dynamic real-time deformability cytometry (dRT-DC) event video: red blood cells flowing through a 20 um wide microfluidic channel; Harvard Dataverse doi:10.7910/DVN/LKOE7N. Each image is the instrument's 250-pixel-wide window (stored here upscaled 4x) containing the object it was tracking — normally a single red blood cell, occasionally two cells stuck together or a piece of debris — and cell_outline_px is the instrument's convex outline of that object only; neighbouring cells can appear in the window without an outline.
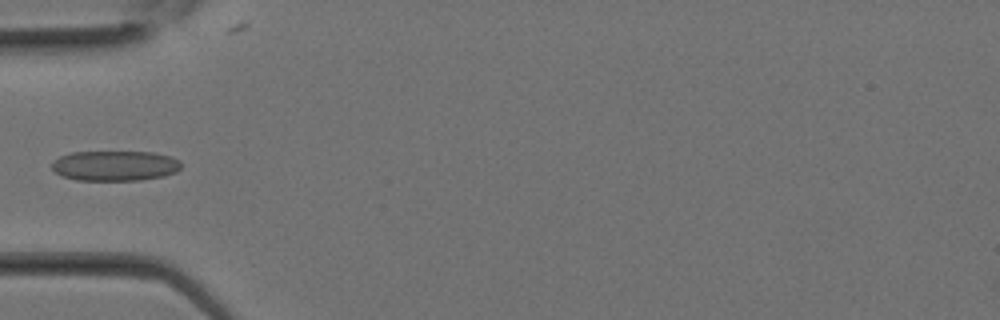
{"species": "Egyptian fruit bat (a non-hibernating species)", "species_latin": "Rousettus aegyptiacus", "temperature_condition": "room temperature", "stored_images_in_passage": 9, "camera_frame_rate_fps": 3000, "um_per_image_px": 0.085, "animal": {"sex": "female"}, "frame": {"image": 1, "passage_image": 8, "time_ms": 2.333, "image_size_px": [1000, 320], "cell_outline_px": [[180, 168], [176, 172], [164, 176], [140, 180], [76, 180], [64, 176], [56, 172], [52, 168], [52, 160], [60, 156], [72, 152], [152, 152], [168, 156], [180, 160]], "centroid_in_image_um": [9.76, 14.09], "position_along_channel_um": 75.2, "area_um2": 22.66}}